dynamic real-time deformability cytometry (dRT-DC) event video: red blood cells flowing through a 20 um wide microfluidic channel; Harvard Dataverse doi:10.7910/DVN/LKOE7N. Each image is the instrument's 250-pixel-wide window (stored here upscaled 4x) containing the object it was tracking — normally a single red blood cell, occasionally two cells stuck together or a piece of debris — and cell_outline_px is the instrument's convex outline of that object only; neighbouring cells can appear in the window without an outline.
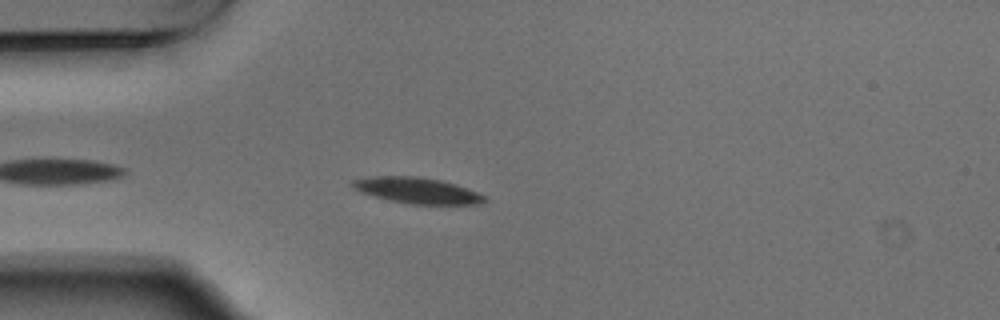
{"species": "Egyptian fruit bat (a non-hibernating species)", "species_latin": "Rousettus aegyptiacus", "temperature_condition": "warm", "stored_images_in_passage": 3, "camera_frame_rate_fps": 3000, "um_per_image_px": 0.085, "animal": {"sex": "male"}, "frame": {"image": 1, "passage_image": 2, "time_ms": 0.333, "image_size_px": [1000, 320], "cell_outline_px": [[488, 200], [480, 204], [408, 204], [388, 200], [360, 192], [352, 188], [348, 184], [352, 180], [368, 176], [416, 176], [440, 180], [456, 184], [468, 188], [484, 196]], "centroid_in_image_um": [35.4, 16.18], "position_along_channel_um": 49.6, "area_um2": 20.17}}